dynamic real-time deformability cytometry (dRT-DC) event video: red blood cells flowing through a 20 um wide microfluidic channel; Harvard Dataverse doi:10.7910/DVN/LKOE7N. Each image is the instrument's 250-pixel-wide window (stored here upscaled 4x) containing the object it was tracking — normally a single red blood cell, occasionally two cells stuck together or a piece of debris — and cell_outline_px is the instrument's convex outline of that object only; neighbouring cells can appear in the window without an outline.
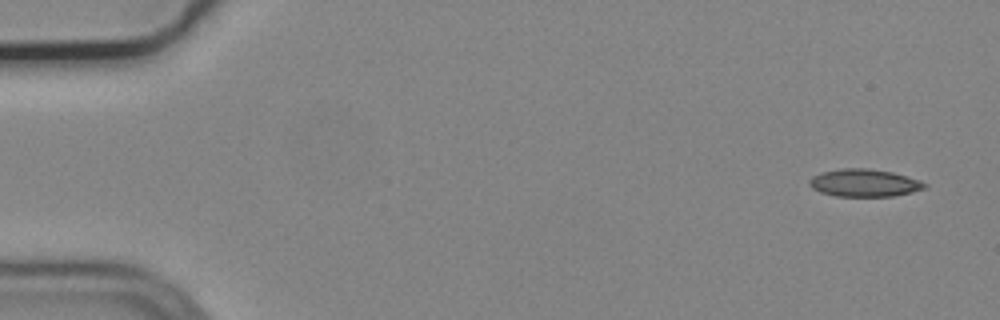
{"species": "common noctule bat (a hibernating species)", "species_latin": "Nyctalus noctula", "temperature_condition": "cold", "stored_images_in_passage": 6, "camera_frame_rate_fps": 3000, "um_per_image_px": 0.085, "animal": {"sex": "male", "body_mass_g": 19.2, "forearm_length_mm": 51.8}, "frame": {"image": 1, "passage_image": 1, "time_ms": 0.0, "image_size_px": [1000, 320], "cell_outline_px": [[928, 188], [912, 192], [892, 196], [836, 196], [820, 192], [812, 188], [808, 184], [808, 180], [812, 176], [820, 172], [840, 168], [868, 168], [892, 172], [908, 176], [920, 180], [928, 184]], "centroid_in_image_um": [73.46, 15.54], "position_along_channel_um": 11.5, "area_um2": 18.79}}